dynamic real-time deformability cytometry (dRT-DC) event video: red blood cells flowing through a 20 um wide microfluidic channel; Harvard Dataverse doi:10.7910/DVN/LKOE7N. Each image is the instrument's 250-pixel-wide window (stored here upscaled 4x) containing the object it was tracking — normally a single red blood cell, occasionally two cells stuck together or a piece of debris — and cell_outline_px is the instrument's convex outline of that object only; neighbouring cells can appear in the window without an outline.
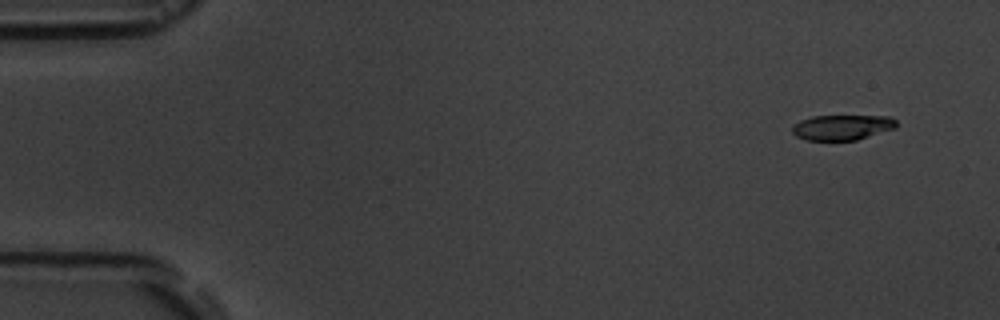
{"species": "common noctule bat (a hibernating species)", "species_latin": "Nyctalus noctula", "temperature_condition": "room temperature", "stored_images_in_passage": 17, "camera_frame_rate_fps": 3000, "um_per_image_px": 0.085, "animal": {"sex": "male", "body_mass_g": 19.5, "forearm_length_mm": 54.6}, "frame": {"image": 1, "passage_image": 2, "time_ms": 1.0, "image_size_px": [1000, 320], "cell_outline_px": [[896, 128], [856, 140], [804, 140], [796, 136], [792, 132], [792, 124], [800, 120], [812, 116], [892, 116], [896, 120]], "centroid_in_image_um": [71.56, 10.82], "position_along_channel_um": 13.4, "area_um2": 15.43}}
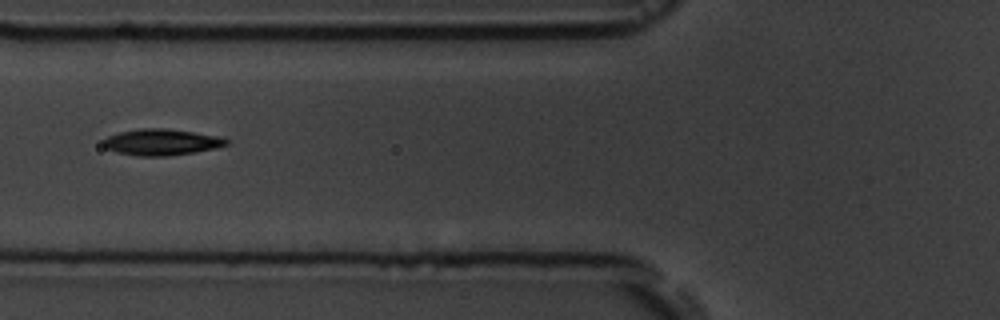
{"frame": {"image": 2, "passage_image": 7, "time_ms": 7.0, "image_size_px": [1000, 320], "cell_outline_px": [[228, 144], [216, 148], [168, 156], [140, 156], [116, 152], [108, 148], [104, 144], [104, 140], [108, 136], [120, 132], [140, 128], [164, 128], [192, 132], [216, 136], [228, 140]], "centroid_in_image_um": [13.72, 12.08], "position_along_channel_um": 112.1, "area_um2": 18.44}}
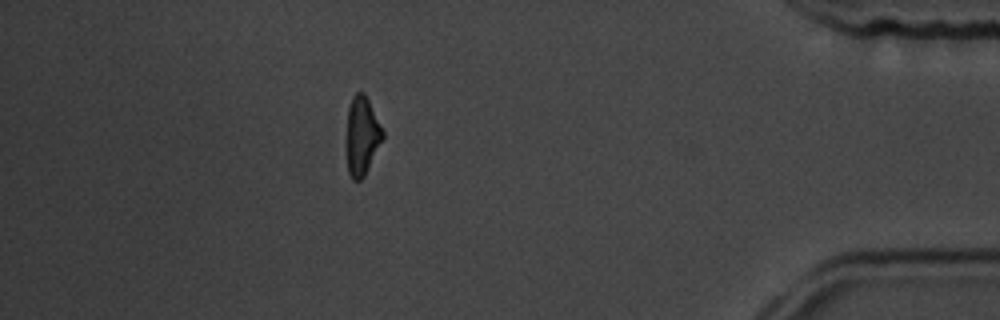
{"frame": {"image": 3, "passage_image": 15, "time_ms": 16.333, "image_size_px": [1000, 320], "cell_outline_px": [[384, 136], [364, 176], [360, 180], [352, 180], [348, 172], [344, 148], [344, 140], [348, 108], [352, 96], [356, 92], [364, 92], [384, 132]], "centroid_in_image_um": [30.7, 11.56], "position_along_channel_um": 404.5, "area_um2": 17.05}, "authors_computed_cell_mechanics": {"area_um2": 17.051, "velocity_mm_per_s": 3.6201, "shape_relaxation_time_tau1_ms": 6.3903, "shape_relaxation_time_tau2_ms": null, "deformation_change_tau1": 0.1253, "deformation_change_tau2": null}}